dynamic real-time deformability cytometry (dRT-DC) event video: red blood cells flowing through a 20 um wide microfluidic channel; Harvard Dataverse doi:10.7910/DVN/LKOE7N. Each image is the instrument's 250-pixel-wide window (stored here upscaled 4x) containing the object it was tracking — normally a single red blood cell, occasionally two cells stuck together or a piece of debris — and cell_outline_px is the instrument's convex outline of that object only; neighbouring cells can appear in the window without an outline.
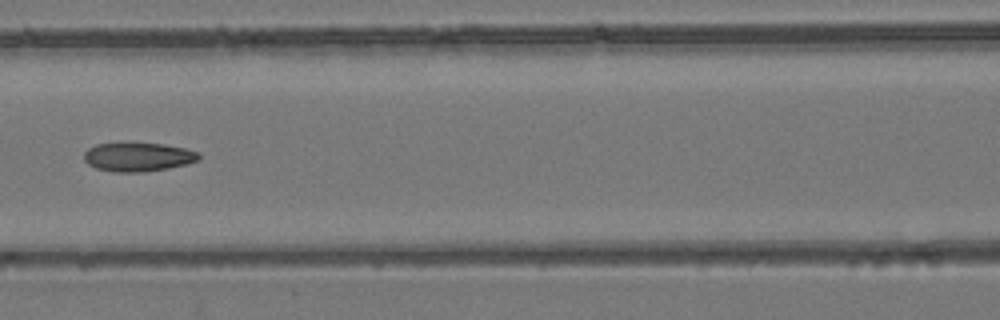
{"species": "common noctule bat (a hibernating species)", "species_latin": "Nyctalus noctula", "temperature_condition": "room temperature", "stored_images_in_passage": 9, "camera_frame_rate_fps": 3000, "um_per_image_px": 0.085, "animal": {"sex": "female", "body_mass_g": 24.6, "forearm_length_mm": 56.2}, "frame": {"image": 1, "passage_image": 7, "time_ms": 7.0, "image_size_px": [1000, 320], "cell_outline_px": [[200, 160], [168, 168], [144, 172], [112, 172], [96, 168], [88, 164], [84, 160], [84, 152], [88, 148], [96, 144], [164, 144], [184, 148], [196, 152], [200, 156]], "centroid_in_image_um": [11.7, 13.36], "position_along_channel_um": 154.9, "area_um2": 19.02}}
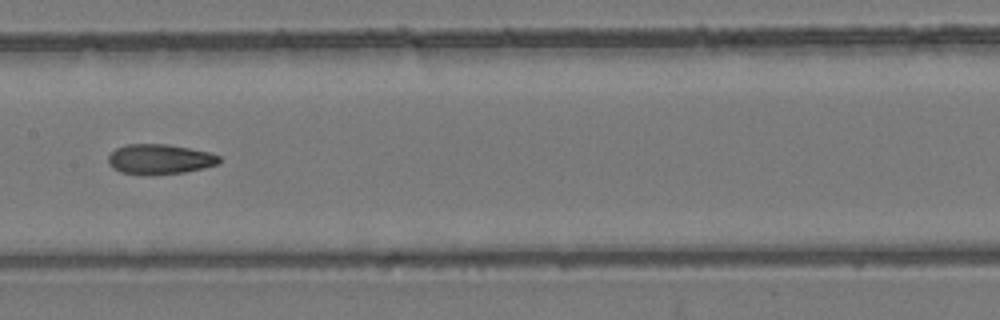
{"frame": {"image": 2, "passage_image": 8, "time_ms": 8.0, "image_size_px": [1000, 320], "cell_outline_px": [[220, 164], [204, 168], [184, 172], [152, 176], [120, 172], [112, 168], [108, 164], [108, 156], [116, 148], [128, 144], [168, 144], [208, 152], [220, 156]], "centroid_in_image_um": [13.57, 13.55], "position_along_channel_um": 193.8, "area_um2": 19.65}}
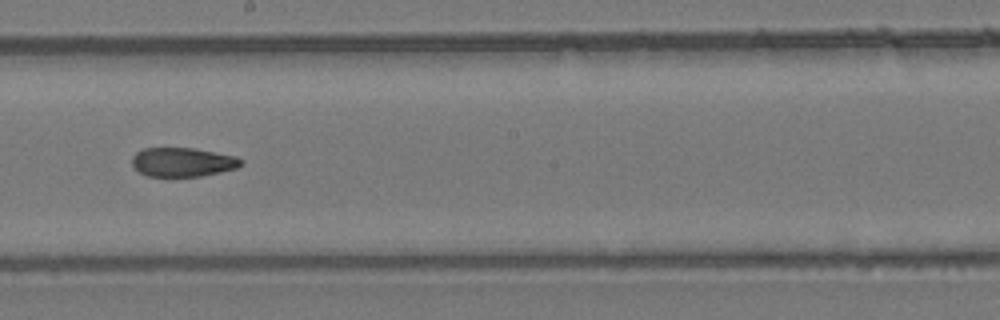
{"frame": {"image": 3, "passage_image": 9, "time_ms": 9.0, "image_size_px": [1000, 320], "cell_outline_px": [[244, 164], [236, 168], [200, 176], [148, 176], [140, 172], [132, 164], [132, 156], [136, 152], [144, 148], [196, 148], [236, 156], [244, 160]], "centroid_in_image_um": [15.55, 13.76], "position_along_channel_um": 232.6, "area_um2": 18.44}}